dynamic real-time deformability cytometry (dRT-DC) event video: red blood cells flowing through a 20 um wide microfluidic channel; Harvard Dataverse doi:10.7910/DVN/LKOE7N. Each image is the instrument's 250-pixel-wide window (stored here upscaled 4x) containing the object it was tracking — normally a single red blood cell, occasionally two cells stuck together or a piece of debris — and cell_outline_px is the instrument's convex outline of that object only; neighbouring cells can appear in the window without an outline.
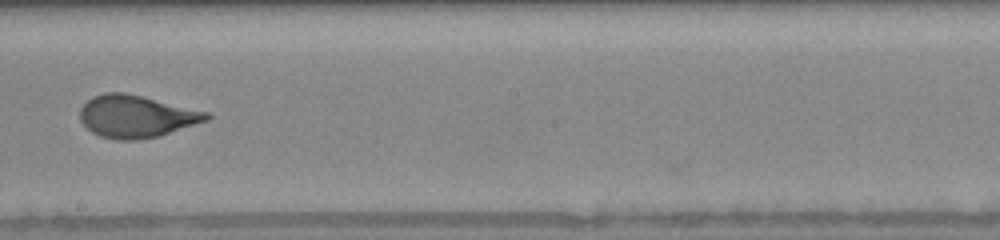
{"species": "human", "species_latin": "Homo sapiens", "temperature_condition": "warm", "stored_images_in_passage": 23, "camera_frame_rate_fps": 3000, "um_per_image_px": 0.085, "donor": {"sex": "female"}, "frame": {"image": 1, "passage_image": 21, "time_ms": 10.0, "image_size_px": [1000, 240], "cell_outline_px": [[212, 116], [208, 120], [160, 136], [136, 140], [116, 140], [100, 136], [92, 132], [80, 120], [80, 108], [92, 96], [104, 92], [124, 92], [208, 112]], "centroid_in_image_um": [11.57, 9.9], "position_along_channel_um": 236.6, "area_um2": 31.1}}